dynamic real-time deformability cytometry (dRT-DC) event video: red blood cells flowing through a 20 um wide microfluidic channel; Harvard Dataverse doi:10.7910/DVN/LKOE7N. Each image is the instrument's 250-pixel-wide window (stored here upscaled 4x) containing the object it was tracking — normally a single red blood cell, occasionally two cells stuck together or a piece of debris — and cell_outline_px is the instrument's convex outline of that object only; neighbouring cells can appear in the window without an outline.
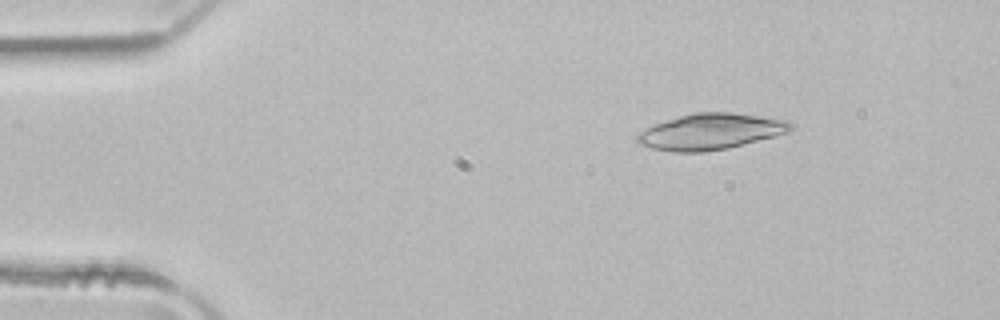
{"species": "common noctule bat (a hibernating species)", "species_latin": "Nyctalus noctula", "temperature_condition": "room temperature", "stored_images_in_passage": 49, "camera_frame_rate_fps": 3000, "um_per_image_px": 0.085, "animal": {"sex": "male", "body_mass_g": 21.5, "forearm_length_mm": 52.0}, "frame": {"image": 1, "passage_image": 6, "time_ms": 1.667, "image_size_px": [1000, 320], "cell_outline_px": [[792, 128], [788, 132], [776, 136], [728, 148], [704, 152], [672, 152], [652, 148], [640, 144], [636, 140], [636, 136], [640, 132], [652, 124], [692, 112], [732, 112], [788, 120], [792, 124]], "centroid_in_image_um": [60.39, 11.18], "position_along_channel_um": 24.6, "area_um2": 32.31}}
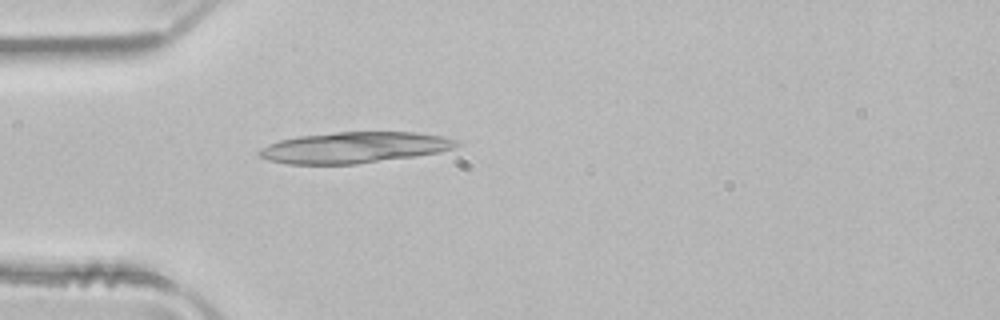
{"frame": {"image": 2, "passage_image": 13, "time_ms": 4.0, "image_size_px": [1000, 320], "cell_outline_px": [[460, 144], [452, 148], [440, 152], [416, 156], [356, 164], [288, 164], [268, 160], [260, 156], [256, 152], [260, 148], [268, 144], [280, 140], [300, 136], [336, 132], [416, 132], [444, 136], [456, 140]], "centroid_in_image_um": [30.11, 12.54], "position_along_channel_um": 54.9, "area_um2": 35.72}}
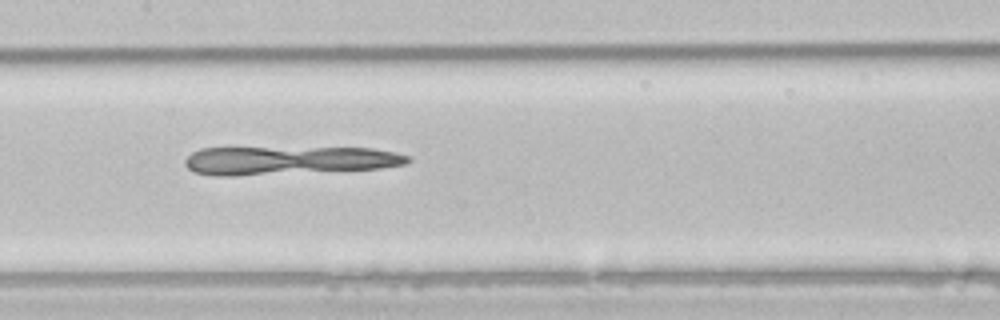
{"frame": {"image": 3, "passage_image": 23, "time_ms": 7.333, "image_size_px": [1000, 320], "cell_outline_px": [[412, 160], [408, 164], [380, 168], [236, 176], [212, 176], [196, 172], [188, 168], [184, 164], [184, 160], [192, 152], [200, 148], [372, 148], [396, 152], [412, 156]], "centroid_in_image_um": [24.56, 13.63], "position_along_channel_um": 182.8, "area_um2": 37.05}}